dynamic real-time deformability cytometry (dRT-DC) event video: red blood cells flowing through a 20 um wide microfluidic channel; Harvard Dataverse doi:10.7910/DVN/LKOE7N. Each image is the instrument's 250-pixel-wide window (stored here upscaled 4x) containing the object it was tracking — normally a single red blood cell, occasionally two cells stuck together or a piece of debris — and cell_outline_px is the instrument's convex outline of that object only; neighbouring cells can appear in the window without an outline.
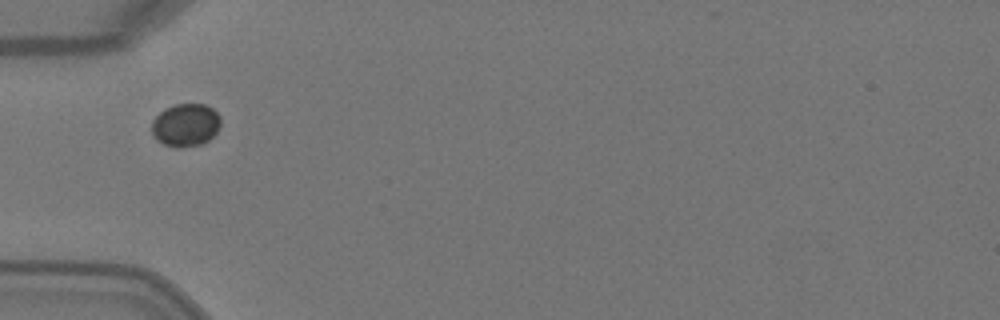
{"species": "Egyptian fruit bat (a non-hibernating species)", "species_latin": "Rousettus aegyptiacus", "temperature_condition": "warm", "stored_images_in_passage": 2, "camera_frame_rate_fps": 3000, "um_per_image_px": 0.085, "animal": {"sex": "female"}, "frame": {"image": 1, "passage_image": 1, "time_ms": 0.0, "image_size_px": [1000, 320], "cell_outline_px": [[220, 124], [216, 132], [208, 140], [200, 144], [180, 148], [176, 148], [164, 144], [156, 140], [152, 136], [152, 120], [164, 108], [176, 104], [204, 104], [212, 108], [220, 116]], "centroid_in_image_um": [15.75, 10.63], "position_along_channel_um": 69.3, "area_um2": 17.28}}
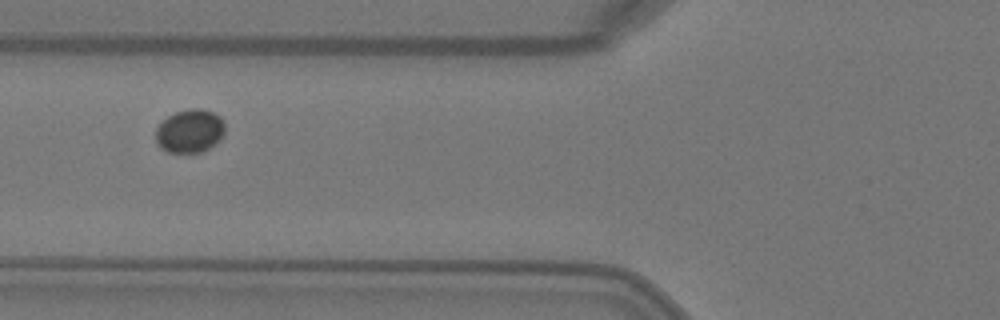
{"frame": {"image": 2, "passage_image": 2, "time_ms": 0.333, "image_size_px": [1000, 320], "cell_outline_px": [[224, 132], [208, 148], [200, 152], [168, 152], [160, 148], [156, 140], [156, 128], [168, 116], [176, 112], [192, 108], [200, 108], [212, 112], [220, 116], [224, 120]], "centroid_in_image_um": [16.11, 11.12], "position_along_channel_um": 109.7, "area_um2": 17.17}}